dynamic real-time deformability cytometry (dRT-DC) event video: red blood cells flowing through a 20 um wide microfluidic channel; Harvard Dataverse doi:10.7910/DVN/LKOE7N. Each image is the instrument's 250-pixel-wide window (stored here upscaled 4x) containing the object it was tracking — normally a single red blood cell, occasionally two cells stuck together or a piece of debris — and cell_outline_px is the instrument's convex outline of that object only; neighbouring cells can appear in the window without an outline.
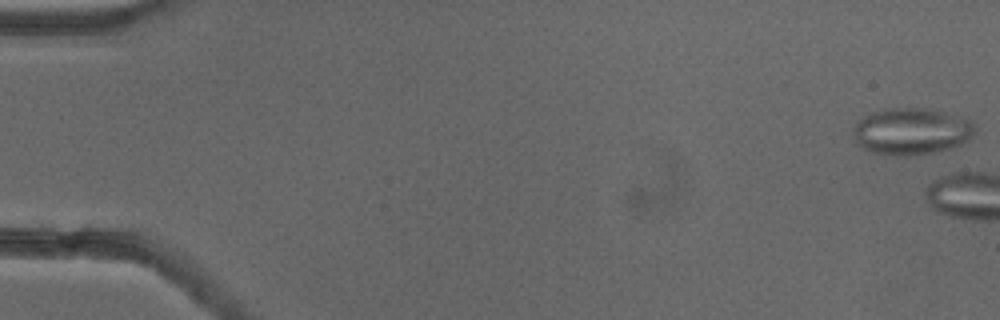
{"species": "common noctule bat (a hibernating species)", "species_latin": "Nyctalus noctula", "temperature_condition": "cold", "stored_images_in_passage": 4, "camera_frame_rate_fps": 3000, "um_per_image_px": 0.085, "animal": {"sex": "female"}, "frame": {"image": 1, "passage_image": 1, "time_ms": 0.0, "image_size_px": [1000, 320], "cell_outline_px": [[976, 132], [968, 140], [952, 148], [932, 152], [908, 156], [900, 156], [872, 152], [856, 144], [852, 132], [852, 128], [856, 120], [872, 112], [884, 108], [928, 108], [944, 112], [972, 120], [976, 124]], "centroid_in_image_um": [77.46, 11.15], "position_along_channel_um": 7.5, "area_um2": 33.58}}